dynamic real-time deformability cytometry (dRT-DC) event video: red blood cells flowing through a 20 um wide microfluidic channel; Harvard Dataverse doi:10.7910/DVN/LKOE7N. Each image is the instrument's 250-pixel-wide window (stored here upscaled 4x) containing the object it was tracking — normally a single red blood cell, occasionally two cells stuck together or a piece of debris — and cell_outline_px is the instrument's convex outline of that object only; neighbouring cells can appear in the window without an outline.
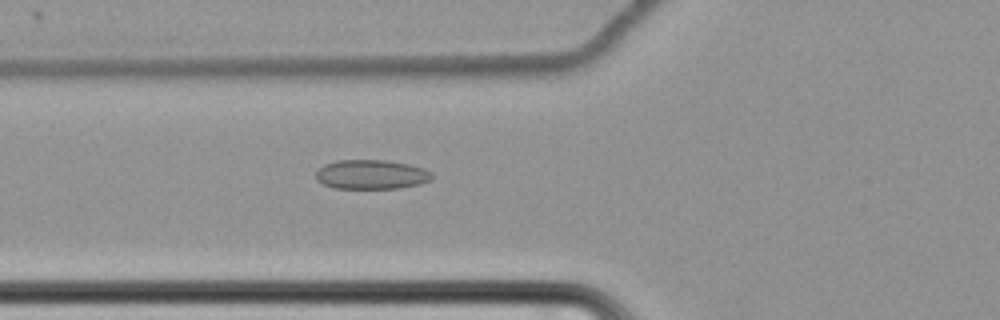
{"species": "common noctule bat (a hibernating species)", "species_latin": "Nyctalus noctula", "temperature_condition": "cold", "stored_images_in_passage": 40, "camera_frame_rate_fps": 3000, "um_per_image_px": 0.085, "animal": {"sex": "female", "body_mass_g": 22.7, "forearm_length_mm": 54.2}, "frame": {"image": 1, "passage_image": 3, "time_ms": 0.667, "image_size_px": [1000, 320], "cell_outline_px": [[432, 180], [420, 184], [400, 188], [332, 188], [316, 180], [316, 172], [324, 164], [336, 160], [388, 160], [408, 164], [424, 168], [432, 172]], "centroid_in_image_um": [31.58, 14.83], "position_along_channel_um": 94.2, "area_um2": 20.0}}
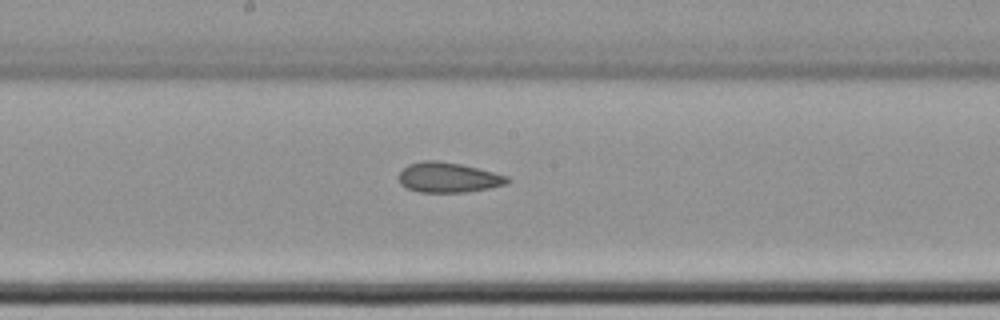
{"frame": {"image": 2, "passage_image": 13, "time_ms": 4.0, "image_size_px": [1000, 320], "cell_outline_px": [[512, 180], [508, 184], [468, 192], [420, 192], [408, 188], [400, 184], [400, 172], [408, 164], [420, 160], [436, 160], [460, 164], [508, 176]], "centroid_in_image_um": [38.12, 15.08], "position_along_channel_um": 210.1, "area_um2": 18.96}}
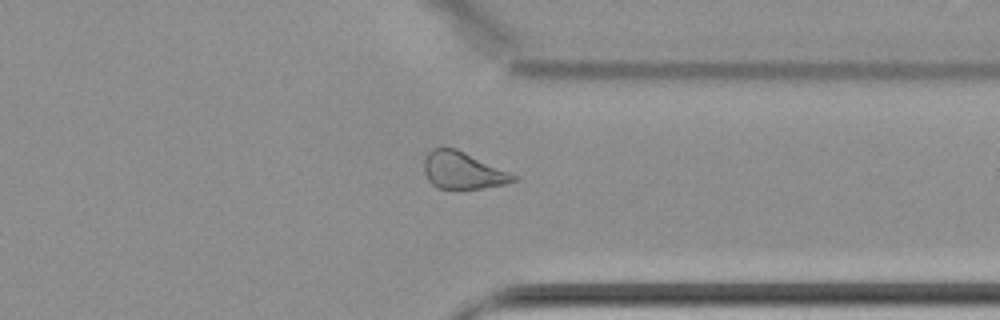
{"frame": {"image": 3, "passage_image": 27, "time_ms": 8.667, "image_size_px": [1000, 320], "cell_outline_px": [[520, 180], [504, 184], [480, 188], [436, 188], [428, 180], [424, 172], [424, 160], [428, 152], [432, 148], [456, 148], [520, 176]], "centroid_in_image_um": [39.37, 14.49], "position_along_channel_um": 372.0, "area_um2": 19.36}, "authors_computed_cell_mechanics": {"area_um2": 19.8254, "velocity_mm_per_s": 3.4679, "shape_relaxation_time_tau1_ms": null, "shape_relaxation_time_tau2_ms": 3.0445, "deformation_change_tau1": null, "deformation_change_tau2": 0.0928}}